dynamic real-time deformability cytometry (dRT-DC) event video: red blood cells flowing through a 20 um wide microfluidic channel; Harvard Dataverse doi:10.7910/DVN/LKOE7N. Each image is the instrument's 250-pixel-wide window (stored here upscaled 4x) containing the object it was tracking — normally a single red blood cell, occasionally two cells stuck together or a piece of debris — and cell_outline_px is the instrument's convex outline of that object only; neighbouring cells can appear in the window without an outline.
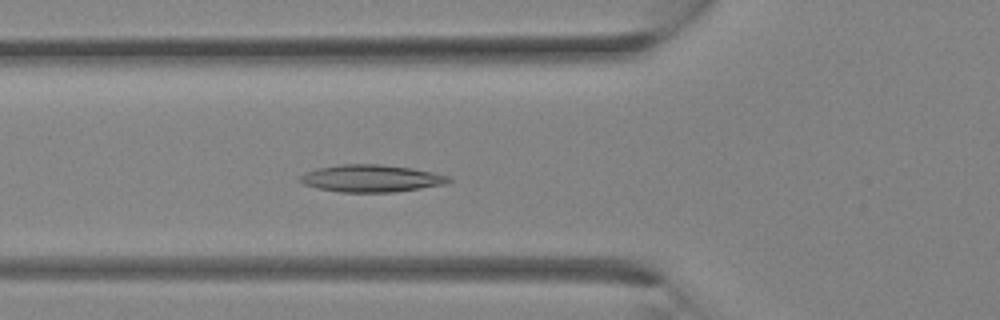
{"species": "Egyptian fruit bat (a non-hibernating species)", "species_latin": "Rousettus aegyptiacus", "temperature_condition": "room temperature", "stored_images_in_passage": 33, "camera_frame_rate_fps": 3000, "um_per_image_px": 0.085, "animal": {"sex": "female"}, "frame": {"image": 1, "passage_image": 12, "time_ms": 3.667, "image_size_px": [1000, 320], "cell_outline_px": [[452, 180], [448, 184], [396, 192], [340, 192], [316, 188], [304, 184], [296, 180], [304, 172], [316, 168], [340, 164], [380, 164], [412, 168], [452, 176]], "centroid_in_image_um": [31.56, 15.16], "position_along_channel_um": 94.2, "area_um2": 23.99}}
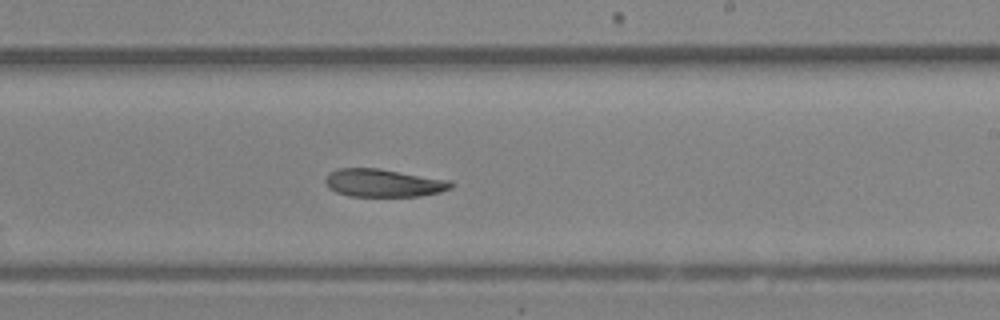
{"frame": {"image": 2, "passage_image": 20, "time_ms": 6.333, "image_size_px": [1000, 320], "cell_outline_px": [[452, 188], [440, 192], [420, 196], [348, 196], [336, 192], [328, 188], [324, 180], [328, 172], [336, 168], [380, 168], [452, 180]], "centroid_in_image_um": [32.58, 15.54], "position_along_channel_um": 256.4, "area_um2": 20.75}}
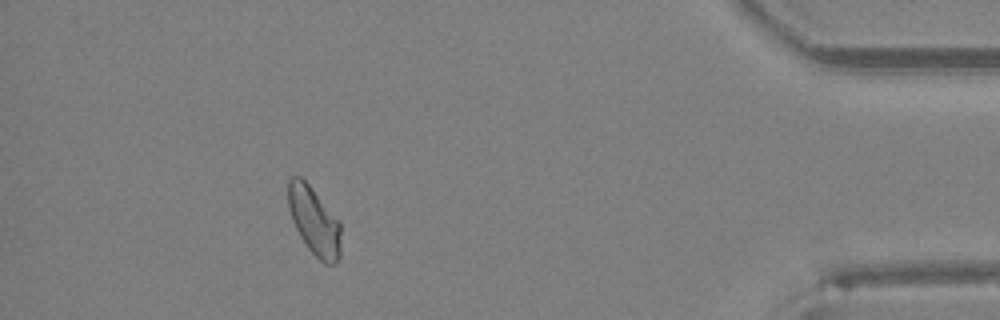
{"frame": {"image": 3, "passage_image": 30, "time_ms": 9.667, "image_size_px": [1000, 320], "cell_outline_px": [[340, 256], [336, 264], [324, 264], [308, 248], [300, 236], [292, 220], [288, 208], [288, 176], [300, 176], [308, 184], [340, 220]], "centroid_in_image_um": [26.7, 18.78], "position_along_channel_um": 408.5, "area_um2": 20.98}}